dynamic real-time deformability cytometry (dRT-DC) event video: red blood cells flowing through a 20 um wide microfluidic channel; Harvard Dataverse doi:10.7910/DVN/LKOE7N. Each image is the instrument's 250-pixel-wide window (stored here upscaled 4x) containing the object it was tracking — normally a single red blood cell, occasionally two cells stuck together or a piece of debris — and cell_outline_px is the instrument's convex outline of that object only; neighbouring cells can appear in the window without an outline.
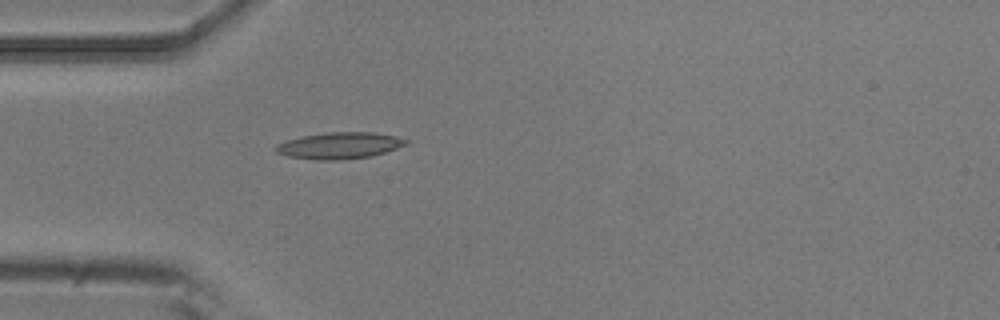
{"species": "common noctule bat (a hibernating species)", "species_latin": "Nyctalus noctula", "temperature_condition": "room temperature", "stored_images_in_passage": 4, "camera_frame_rate_fps": 3000, "um_per_image_px": 0.085, "animal": {"sex": "male", "body_mass_g": 20.5, "forearm_length_mm": 52.5}, "frame": {"image": 1, "passage_image": 4, "time_ms": 1.0, "image_size_px": [1000, 320], "cell_outline_px": [[412, 140], [408, 144], [372, 156], [340, 160], [316, 160], [288, 156], [276, 152], [276, 144], [284, 140], [304, 136], [328, 132], [372, 132], [396, 136]], "centroid_in_image_um": [28.88, 12.37], "position_along_channel_um": 56.1, "area_um2": 20.17}}